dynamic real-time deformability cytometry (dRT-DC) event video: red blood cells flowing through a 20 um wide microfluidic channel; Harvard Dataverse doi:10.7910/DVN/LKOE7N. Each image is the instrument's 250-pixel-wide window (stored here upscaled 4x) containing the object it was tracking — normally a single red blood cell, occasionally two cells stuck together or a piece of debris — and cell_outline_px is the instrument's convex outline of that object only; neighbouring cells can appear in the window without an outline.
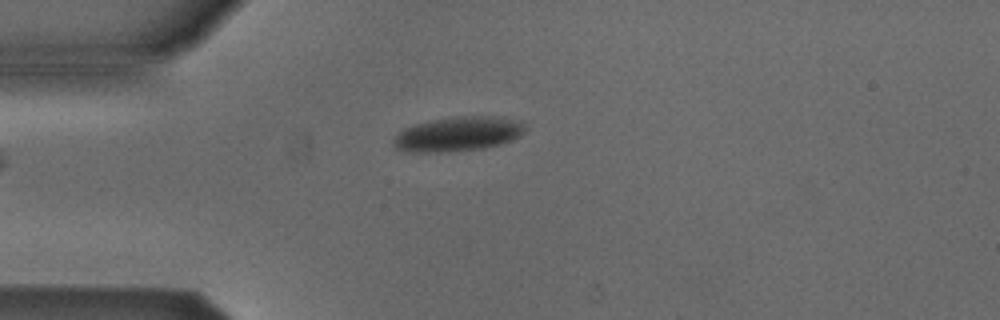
{"species": "Egyptian fruit bat (a non-hibernating species)", "species_latin": "Rousettus aegyptiacus", "temperature_condition": "cold", "stored_images_in_passage": 3, "camera_frame_rate_fps": 3000, "um_per_image_px": 0.085, "animal": {"sex": "male"}, "frame": {"image": 1, "passage_image": 3, "time_ms": 0.667, "image_size_px": [1000, 320], "cell_outline_px": [[524, 132], [500, 144], [484, 148], [448, 152], [400, 152], [392, 144], [392, 140], [396, 132], [404, 128], [416, 124], [432, 120], [460, 116], [504, 116], [524, 120]], "centroid_in_image_um": [38.89, 11.38], "position_along_channel_um": 46.1, "area_um2": 26.82}}